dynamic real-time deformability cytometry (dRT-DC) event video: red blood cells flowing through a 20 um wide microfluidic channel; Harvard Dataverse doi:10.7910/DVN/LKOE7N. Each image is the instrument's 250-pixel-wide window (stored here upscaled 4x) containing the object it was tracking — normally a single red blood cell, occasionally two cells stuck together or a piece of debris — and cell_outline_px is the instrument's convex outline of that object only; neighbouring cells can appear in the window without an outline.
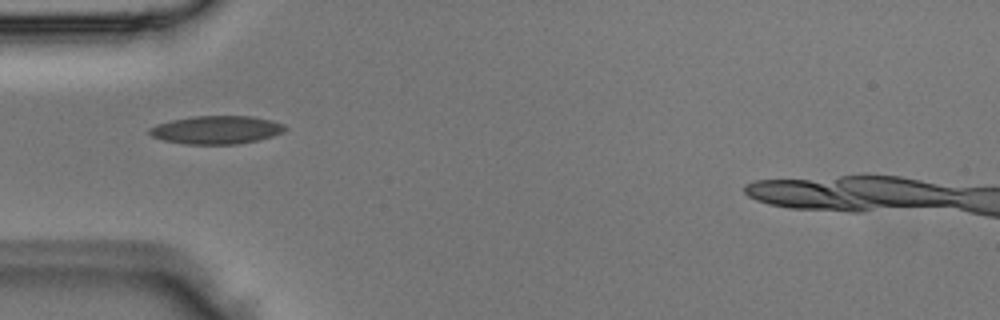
{"species": "Egyptian fruit bat (a non-hibernating species)", "species_latin": "Rousettus aegyptiacus", "temperature_condition": "room temperature", "stored_images_in_passage": 3, "camera_frame_rate_fps": 3000, "um_per_image_px": 0.085, "animal": {"sex": "male"}, "frame": {"image": 1, "passage_image": 2, "time_ms": 0.333, "image_size_px": [1000, 320], "cell_outline_px": [[288, 128], [284, 132], [260, 140], [236, 144], [184, 144], [164, 140], [152, 136], [148, 132], [148, 128], [156, 124], [172, 120], [192, 116], [252, 116], [272, 120], [284, 124]], "centroid_in_image_um": [18.42, 11.03], "position_along_channel_um": 66.6, "area_um2": 22.43}}
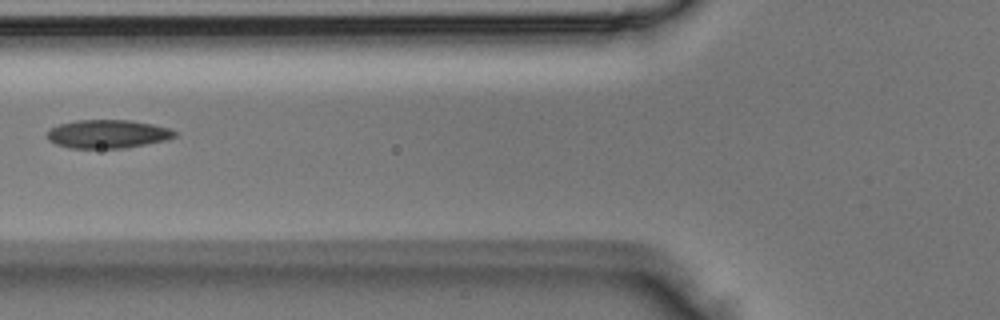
{"frame": {"image": 2, "passage_image": 3, "time_ms": 0.667, "image_size_px": [1000, 320], "cell_outline_px": [[176, 136], [168, 140], [124, 148], [68, 148], [56, 144], [48, 140], [48, 128], [60, 124], [76, 120], [132, 120], [152, 124], [168, 128], [176, 132]], "centroid_in_image_um": [9.14, 11.39], "position_along_channel_um": 116.7, "area_um2": 21.21}}